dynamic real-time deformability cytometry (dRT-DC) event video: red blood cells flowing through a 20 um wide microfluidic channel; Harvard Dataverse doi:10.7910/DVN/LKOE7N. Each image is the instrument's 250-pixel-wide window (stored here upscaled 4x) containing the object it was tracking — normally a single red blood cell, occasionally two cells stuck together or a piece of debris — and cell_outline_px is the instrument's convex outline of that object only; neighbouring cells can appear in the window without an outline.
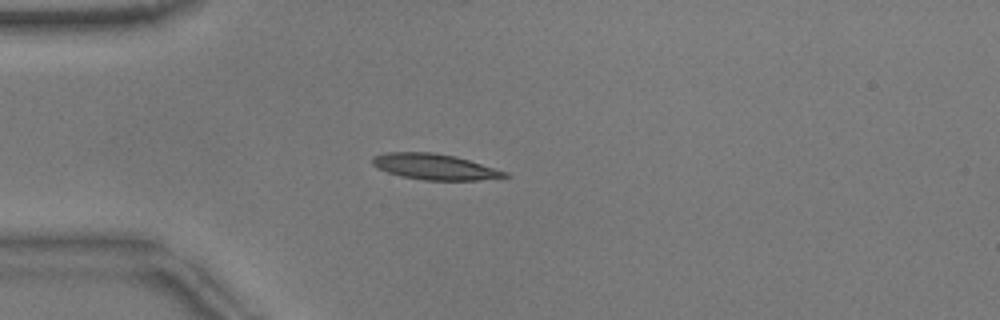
{"species": "common noctule bat (a hibernating species)", "species_latin": "Nyctalus noctula", "temperature_condition": "warm", "stored_images_in_passage": 3, "camera_frame_rate_fps": 3000, "um_per_image_px": 0.085, "animal": {"sex": "male", "body_mass_g": 17.9}, "frame": {"image": 1, "passage_image": 1, "time_ms": 0.0, "image_size_px": [1000, 320], "cell_outline_px": [[512, 176], [476, 180], [424, 180], [400, 176], [376, 168], [372, 164], [372, 156], [384, 152], [432, 152], [456, 156], [508, 172]], "centroid_in_image_um": [36.92, 14.17], "position_along_channel_um": 48.1, "area_um2": 20.0}}